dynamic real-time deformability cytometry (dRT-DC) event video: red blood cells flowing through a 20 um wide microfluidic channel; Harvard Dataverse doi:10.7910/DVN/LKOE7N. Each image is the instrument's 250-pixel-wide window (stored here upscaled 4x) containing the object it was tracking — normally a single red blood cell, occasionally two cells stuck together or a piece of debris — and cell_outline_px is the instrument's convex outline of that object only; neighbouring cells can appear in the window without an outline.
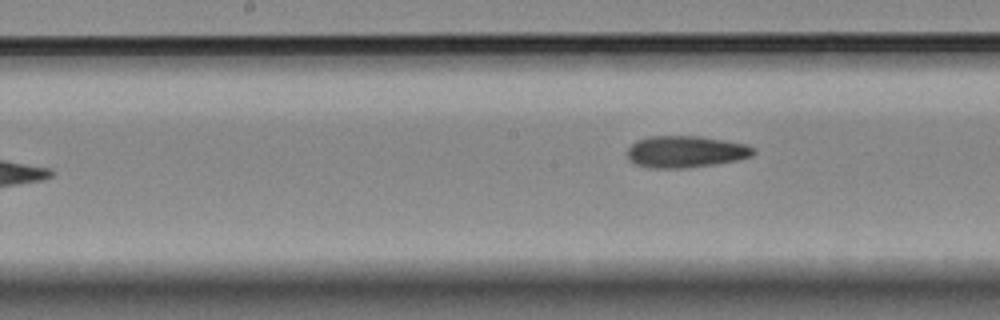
{"species": "Egyptian fruit bat (a non-hibernating species)", "species_latin": "Rousettus aegyptiacus", "temperature_condition": "room temperature", "stored_images_in_passage": 8, "camera_frame_rate_fps": 3000, "um_per_image_px": 0.085, "animal": {"sex": "female"}, "frame": {"image": 1, "passage_image": 8, "time_ms": 8.0, "image_size_px": [1000, 320], "cell_outline_px": [[756, 152], [752, 156], [740, 160], [716, 164], [684, 168], [648, 168], [636, 164], [628, 160], [628, 148], [636, 140], [648, 136], [700, 136], [748, 144], [756, 148]], "centroid_in_image_um": [58.32, 12.89], "position_along_channel_um": 189.9, "area_um2": 23.7}}